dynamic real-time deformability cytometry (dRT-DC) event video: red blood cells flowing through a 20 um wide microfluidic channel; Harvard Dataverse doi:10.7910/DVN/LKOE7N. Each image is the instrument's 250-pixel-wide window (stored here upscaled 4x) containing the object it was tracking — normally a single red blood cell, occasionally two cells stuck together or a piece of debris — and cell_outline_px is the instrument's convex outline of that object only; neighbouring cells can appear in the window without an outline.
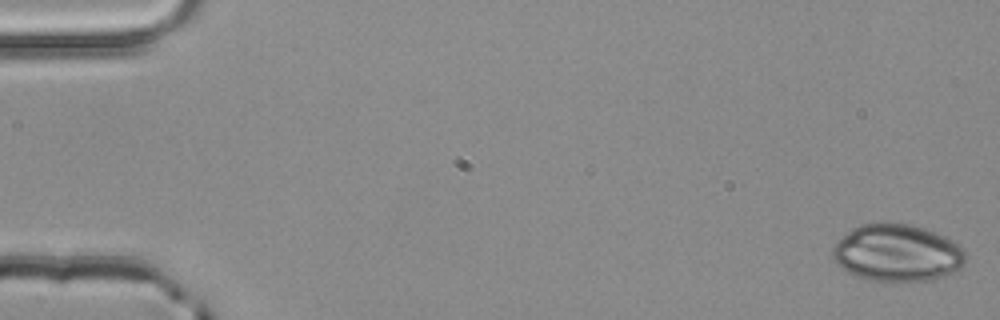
{"species": "common noctule bat (a hibernating species)", "species_latin": "Nyctalus noctula", "temperature_condition": "room temperature", "stored_images_in_passage": 3, "camera_frame_rate_fps": 3000, "um_per_image_px": 0.085, "animal": {"sex": "male", "body_mass_g": 20.4}, "frame": {"image": 1, "passage_image": 1, "time_ms": 0.0, "image_size_px": [1000, 320], "cell_outline_px": [[964, 268], [944, 276], [932, 280], [900, 284], [868, 280], [848, 272], [836, 264], [832, 256], [832, 248], [852, 228], [860, 224], [908, 224], [924, 228], [936, 232], [952, 240], [964, 248]], "centroid_in_image_um": [76.29, 21.55], "position_along_channel_um": 8.7, "area_um2": 44.8}}